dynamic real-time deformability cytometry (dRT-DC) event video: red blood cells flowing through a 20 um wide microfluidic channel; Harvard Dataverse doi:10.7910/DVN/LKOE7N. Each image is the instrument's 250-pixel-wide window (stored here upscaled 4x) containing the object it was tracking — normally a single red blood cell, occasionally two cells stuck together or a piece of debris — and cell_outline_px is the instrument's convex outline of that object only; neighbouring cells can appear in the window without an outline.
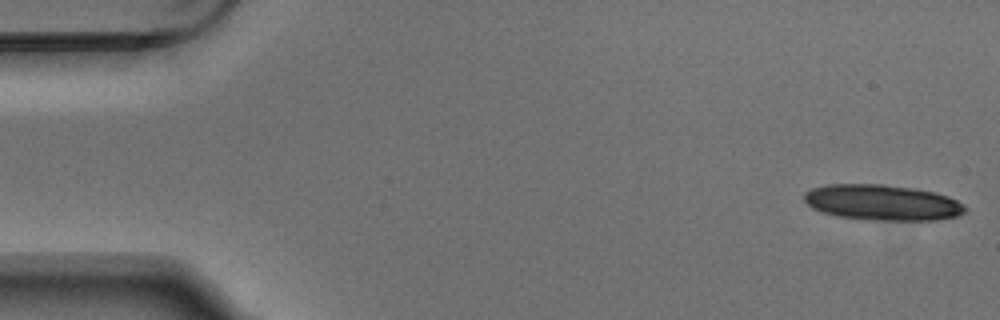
{"species": "Egyptian fruit bat (a non-hibernating species)", "species_latin": "Rousettus aegyptiacus", "temperature_condition": "warm", "stored_images_in_passage": 4, "camera_frame_rate_fps": 3000, "um_per_image_px": 0.085, "animal": {"sex": "male"}, "frame": {"image": 1, "passage_image": 1, "time_ms": 0.0, "image_size_px": [1000, 320], "cell_outline_px": [[968, 208], [960, 216], [936, 220], [880, 220], [836, 216], [812, 208], [804, 200], [804, 192], [812, 188], [828, 184], [884, 184], [916, 188], [948, 196], [964, 204]], "centroid_in_image_um": [75.02, 17.21], "position_along_channel_um": 10.0, "area_um2": 33.52}}